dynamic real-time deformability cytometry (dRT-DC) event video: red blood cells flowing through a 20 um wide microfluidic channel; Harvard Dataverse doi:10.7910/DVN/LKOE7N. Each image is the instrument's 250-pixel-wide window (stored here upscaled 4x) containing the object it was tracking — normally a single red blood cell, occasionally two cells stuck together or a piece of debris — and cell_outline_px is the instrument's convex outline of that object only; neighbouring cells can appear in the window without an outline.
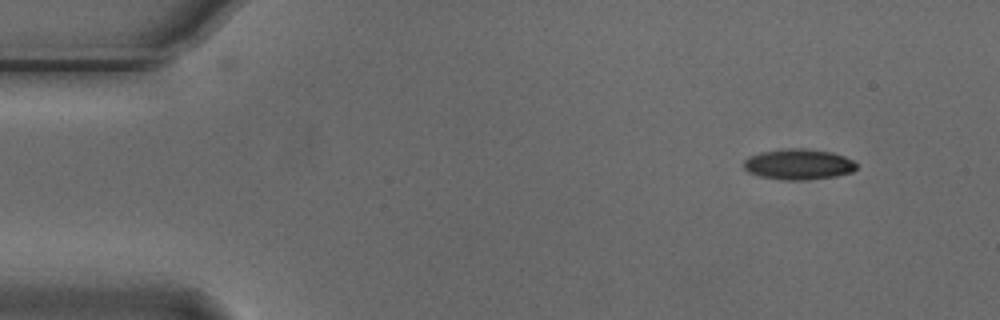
{"species": "Egyptian fruit bat (a non-hibernating species)", "species_latin": "Rousettus aegyptiacus", "temperature_condition": "cold", "stored_images_in_passage": 5, "camera_frame_rate_fps": 3000, "um_per_image_px": 0.085, "animal": {"sex": "male"}, "frame": {"image": 1, "passage_image": 5, "time_ms": 1.333, "image_size_px": [1000, 320], "cell_outline_px": [[856, 168], [852, 172], [836, 176], [808, 180], [784, 180], [760, 176], [748, 172], [744, 168], [744, 160], [748, 156], [760, 152], [784, 148], [808, 148], [832, 152], [844, 156], [852, 160], [856, 164]], "centroid_in_image_um": [67.86, 13.96], "position_along_channel_um": 17.1, "area_um2": 20.35}}